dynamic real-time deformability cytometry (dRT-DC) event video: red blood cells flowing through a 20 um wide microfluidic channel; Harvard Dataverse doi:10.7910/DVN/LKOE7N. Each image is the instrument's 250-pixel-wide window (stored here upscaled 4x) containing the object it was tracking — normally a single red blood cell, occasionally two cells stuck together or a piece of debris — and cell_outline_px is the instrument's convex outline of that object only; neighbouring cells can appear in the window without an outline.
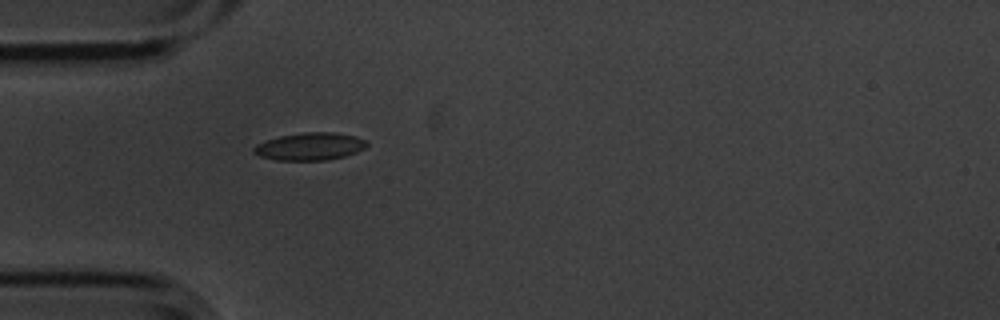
{"species": "common noctule bat (a hibernating species)", "species_latin": "Nyctalus noctula", "temperature_condition": "cold", "stored_images_in_passage": 1, "camera_frame_rate_fps": 3000, "um_per_image_px": 0.085, "animal": {"sex": "male", "body_mass_g": 20.1, "forearm_length_mm": 53.5}, "frame": {"image": 1, "passage_image": 1, "time_ms": 0.0, "image_size_px": [1000, 320], "cell_outline_px": [[368, 144], [364, 148], [356, 152], [344, 156], [324, 160], [276, 160], [260, 156], [252, 152], [252, 148], [256, 144], [280, 136], [304, 132], [332, 132], [356, 136], [368, 140]], "centroid_in_image_um": [26.35, 12.44], "position_along_channel_um": 58.7, "area_um2": 18.09}}